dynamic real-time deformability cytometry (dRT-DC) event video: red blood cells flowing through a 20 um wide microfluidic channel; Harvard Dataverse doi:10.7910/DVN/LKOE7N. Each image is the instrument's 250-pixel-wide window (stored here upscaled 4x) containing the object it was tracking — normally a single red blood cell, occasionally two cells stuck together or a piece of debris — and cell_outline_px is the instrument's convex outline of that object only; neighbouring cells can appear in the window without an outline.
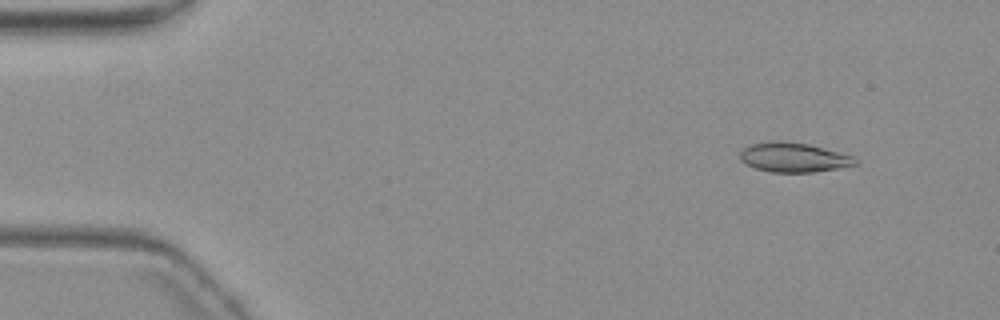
{"species": "common noctule bat (a hibernating species)", "species_latin": "Nyctalus noctula", "temperature_condition": "warm", "stored_images_in_passage": 4, "camera_frame_rate_fps": 3000, "um_per_image_px": 0.085, "animal": {"sex": "female", "body_mass_g": 19.3, "forearm_length_mm": 54.1}, "frame": {"image": 1, "passage_image": 2, "time_ms": 1.0, "image_size_px": [1000, 320], "cell_outline_px": [[860, 160], [856, 164], [836, 168], [812, 172], [772, 172], [756, 168], [740, 160], [740, 152], [744, 148], [752, 144], [780, 140], [784, 140], [808, 144], [852, 156]], "centroid_in_image_um": [67.45, 13.37], "position_along_channel_um": 17.6, "area_um2": 19.48}}